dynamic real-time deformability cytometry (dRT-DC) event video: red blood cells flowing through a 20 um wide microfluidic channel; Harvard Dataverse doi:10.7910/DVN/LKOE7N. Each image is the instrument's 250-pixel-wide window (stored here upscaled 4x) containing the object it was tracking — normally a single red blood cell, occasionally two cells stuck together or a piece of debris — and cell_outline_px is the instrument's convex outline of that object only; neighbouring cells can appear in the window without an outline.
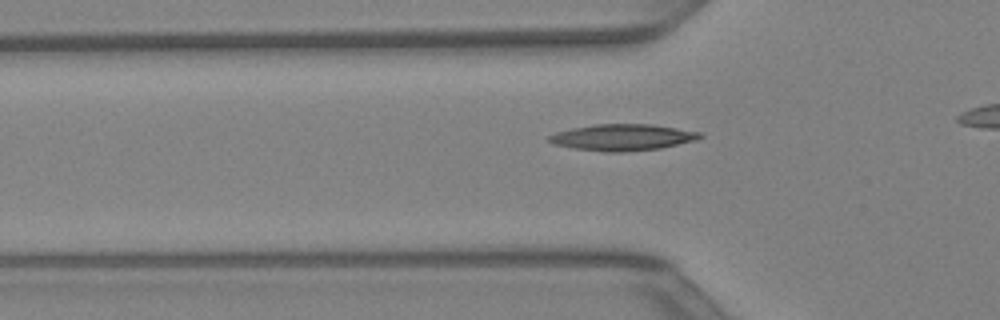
{"species": "Egyptian fruit bat (a non-hibernating species)", "species_latin": "Rousettus aegyptiacus", "temperature_condition": "warm", "stored_images_in_passage": 31, "camera_frame_rate_fps": 3000, "um_per_image_px": 0.085, "animal": {"sex": "female"}, "frame": {"image": 1, "passage_image": 10, "time_ms": 3.0, "image_size_px": [1000, 320], "cell_outline_px": [[704, 136], [696, 140], [660, 148], [624, 152], [604, 152], [572, 148], [556, 144], [548, 140], [548, 136], [556, 132], [572, 128], [596, 124], [652, 124], [700, 132]], "centroid_in_image_um": [52.92, 11.67], "position_along_channel_um": 72.9, "area_um2": 23.12}}
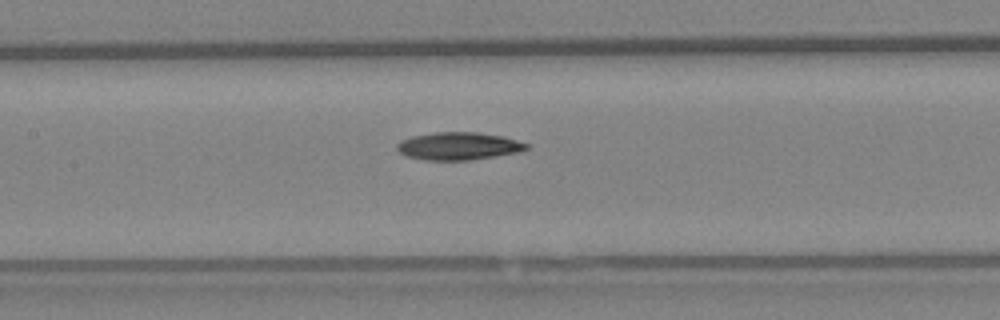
{"frame": {"image": 2, "passage_image": 16, "time_ms": 5.0, "image_size_px": [1000, 320], "cell_outline_px": [[528, 148], [516, 152], [468, 160], [424, 160], [408, 156], [400, 152], [396, 148], [396, 144], [400, 140], [412, 136], [432, 132], [476, 132], [504, 136], [528, 144]], "centroid_in_image_um": [38.92, 12.4], "position_along_channel_um": 168.5, "area_um2": 20.69}}
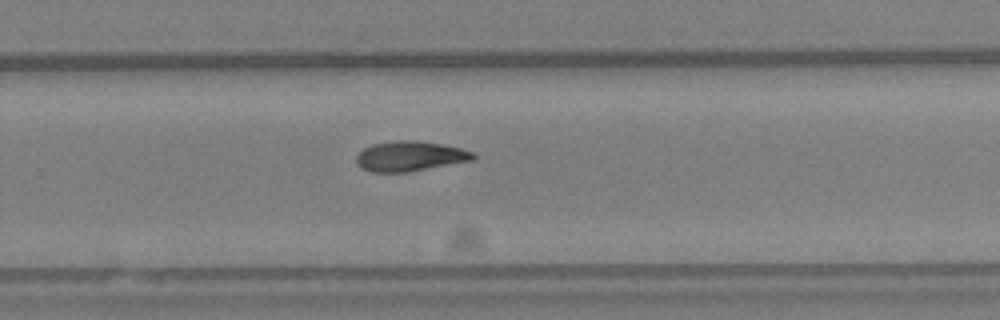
{"frame": {"image": 3, "passage_image": 24, "time_ms": 7.667, "image_size_px": [1000, 320], "cell_outline_px": [[476, 160], [408, 172], [372, 172], [360, 168], [356, 164], [356, 156], [364, 148], [372, 144], [396, 140], [416, 140], [440, 144], [460, 148], [472, 152], [476, 156]], "centroid_in_image_um": [34.84, 13.28], "position_along_channel_um": 295.0, "area_um2": 20.58}}